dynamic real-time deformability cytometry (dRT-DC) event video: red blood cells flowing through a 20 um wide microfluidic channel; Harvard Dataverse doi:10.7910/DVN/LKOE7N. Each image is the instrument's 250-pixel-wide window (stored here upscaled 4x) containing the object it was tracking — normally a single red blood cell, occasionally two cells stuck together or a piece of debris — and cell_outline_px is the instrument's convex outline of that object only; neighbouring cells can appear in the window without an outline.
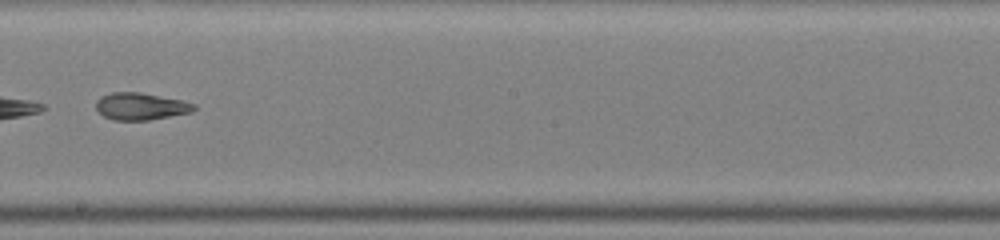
{"species": "common noctule bat (a hibernating species)", "species_latin": "Nyctalus noctula", "temperature_condition": "warm", "stored_images_in_passage": 34, "camera_frame_rate_fps": 3000, "um_per_image_px": 0.085, "animal": {"sex": "male", "body_mass_g": 19.0, "forearm_length_mm": 50.8}, "frame": {"image": 1, "passage_image": 15, "time_ms": 4.667, "image_size_px": [1000, 240], "cell_outline_px": [[196, 108], [192, 112], [148, 120], [116, 120], [104, 116], [96, 108], [96, 100], [100, 96], [112, 92], [140, 92], [180, 100], [196, 104]], "centroid_in_image_um": [11.95, 9.03], "position_along_channel_um": 236.2, "area_um2": 15.37}, "authors_computed_cell_mechanics": {"area_um2": 16.2707, "velocity_mm_per_s": 4.2225, "shape_relaxation_time_tau1_ms": null, "shape_relaxation_time_tau2_ms": 2.9732, "deformation_change_tau1": null, "deformation_change_tau2": 0.108}}